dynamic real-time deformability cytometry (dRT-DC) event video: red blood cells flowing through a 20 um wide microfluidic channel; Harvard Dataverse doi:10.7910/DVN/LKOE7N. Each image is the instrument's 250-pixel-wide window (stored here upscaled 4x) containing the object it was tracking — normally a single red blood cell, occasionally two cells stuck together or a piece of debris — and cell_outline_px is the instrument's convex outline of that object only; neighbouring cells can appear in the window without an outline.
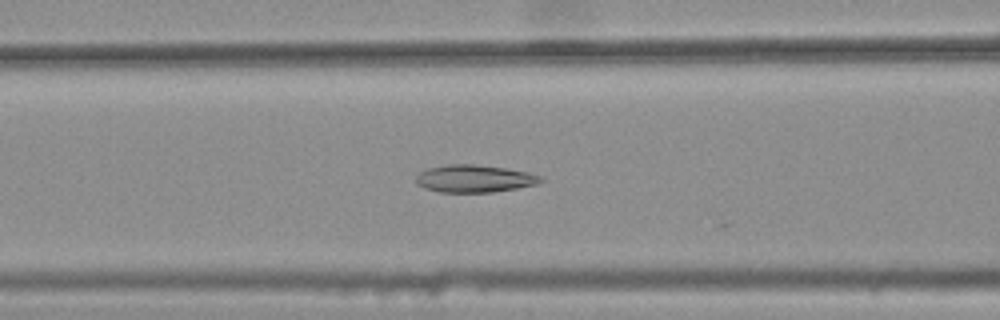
{"species": "common noctule bat (a hibernating species)", "species_latin": "Nyctalus noctula", "temperature_condition": "warm", "stored_images_in_passage": 21, "camera_frame_rate_fps": 3000, "um_per_image_px": 0.085, "animal": {"sex": "female", "body_mass_g": 25.1}, "frame": {"image": 1, "passage_image": 20, "time_ms": 6.333, "image_size_px": [1000, 320], "cell_outline_px": [[544, 180], [536, 184], [516, 188], [492, 192], [440, 192], [424, 188], [416, 184], [416, 176], [420, 172], [428, 168], [448, 164], [472, 164], [504, 168], [528, 172], [540, 176]], "centroid_in_image_um": [40.29, 15.18], "position_along_channel_um": 126.3, "area_um2": 19.83}}